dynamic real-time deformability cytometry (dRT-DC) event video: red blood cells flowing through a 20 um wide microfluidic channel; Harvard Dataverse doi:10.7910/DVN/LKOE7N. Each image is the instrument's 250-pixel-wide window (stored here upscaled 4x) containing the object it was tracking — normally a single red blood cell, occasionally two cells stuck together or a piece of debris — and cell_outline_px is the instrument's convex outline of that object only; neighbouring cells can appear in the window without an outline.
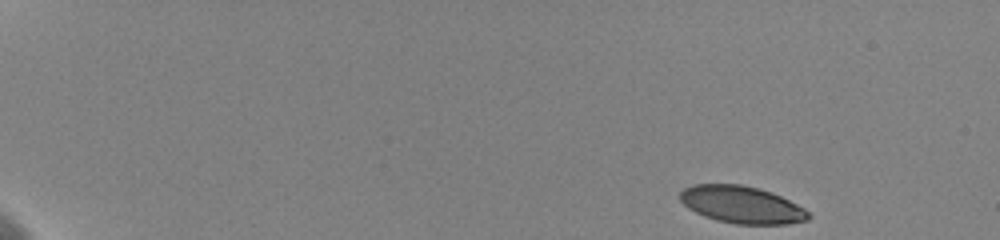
{"species": "human", "species_latin": "Homo sapiens", "temperature_condition": "cold", "stored_images_in_passage": 8, "camera_frame_rate_fps": 3000, "um_per_image_px": 0.085, "donor": {"sex": "female"}, "frame": {"image": 1, "passage_image": 1, "time_ms": 0.0, "image_size_px": [1000, 240], "cell_outline_px": [[812, 216], [808, 220], [788, 224], [736, 224], [716, 220], [704, 216], [688, 208], [680, 200], [680, 192], [684, 188], [692, 184], [740, 184], [772, 192], [804, 208]], "centroid_in_image_um": [63.04, 17.4], "position_along_channel_um": 22.0, "area_um2": 27.8}}
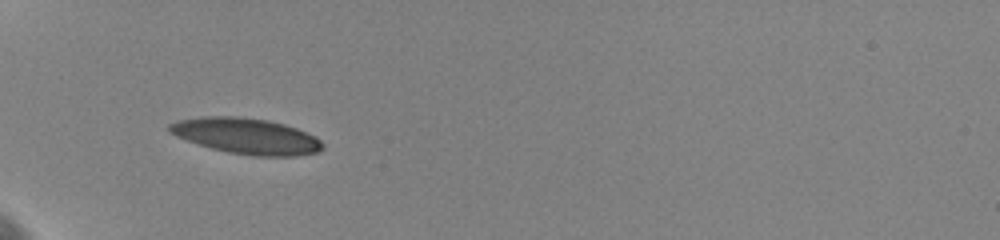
{"frame": {"image": 2, "passage_image": 7, "time_ms": 5.0, "image_size_px": [1000, 240], "cell_outline_px": [[324, 148], [320, 152], [296, 156], [252, 156], [228, 152], [212, 148], [176, 136], [168, 132], [168, 124], [176, 120], [204, 116], [236, 116], [268, 120], [284, 124], [296, 128], [316, 136], [324, 144]], "centroid_in_image_um": [20.96, 11.56], "position_along_channel_um": 64.0, "area_um2": 32.14}}